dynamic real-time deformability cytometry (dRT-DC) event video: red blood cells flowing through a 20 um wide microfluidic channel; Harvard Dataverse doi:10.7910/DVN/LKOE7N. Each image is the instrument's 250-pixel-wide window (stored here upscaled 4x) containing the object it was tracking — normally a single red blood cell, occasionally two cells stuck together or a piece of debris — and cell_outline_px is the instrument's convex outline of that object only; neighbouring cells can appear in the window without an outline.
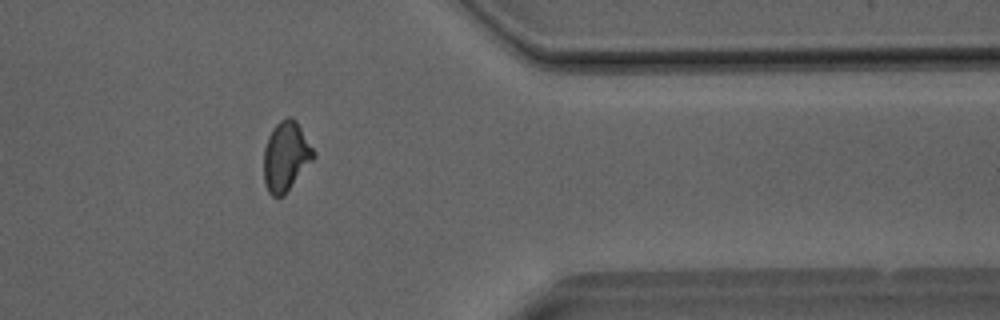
{"species": "Egyptian fruit bat (a non-hibernating species)", "species_latin": "Rousettus aegyptiacus", "temperature_condition": "room temperature", "stored_images_in_passage": 31, "camera_frame_rate_fps": 3000, "um_per_image_px": 0.085, "animal": {"sex": "male"}, "frame": {"image": 1, "passage_image": 27, "time_ms": 8.667, "image_size_px": [1000, 320], "cell_outline_px": [[316, 156], [284, 196], [272, 196], [268, 192], [264, 184], [264, 148], [268, 136], [272, 128], [280, 120], [288, 116], [292, 116], [296, 120], [316, 152]], "centroid_in_image_um": [24.3, 13.28], "position_along_channel_um": 387.1, "area_um2": 20.4}}